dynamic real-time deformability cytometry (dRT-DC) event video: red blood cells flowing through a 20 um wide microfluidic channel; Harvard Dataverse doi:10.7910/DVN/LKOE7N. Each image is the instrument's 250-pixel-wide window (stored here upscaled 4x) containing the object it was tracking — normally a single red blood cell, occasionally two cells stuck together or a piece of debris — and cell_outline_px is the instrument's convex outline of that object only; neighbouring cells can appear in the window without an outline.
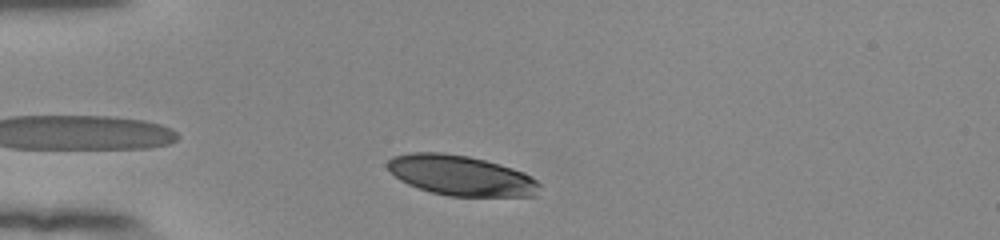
{"species": "human", "species_latin": "Homo sapiens", "temperature_condition": "room temperature", "stored_images_in_passage": 34, "camera_frame_rate_fps": 3000, "um_per_image_px": 0.085, "donor": {"sex": "female"}, "frame": {"image": 1, "passage_image": 3, "time_ms": 0.667, "image_size_px": [1000, 240], "cell_outline_px": [[540, 184], [536, 196], [448, 196], [432, 192], [408, 184], [400, 180], [384, 164], [392, 156], [408, 152], [440, 152], [468, 156], [500, 164], [524, 172], [536, 180]], "centroid_in_image_um": [39.16, 14.9], "position_along_channel_um": 45.8, "area_um2": 35.55}}
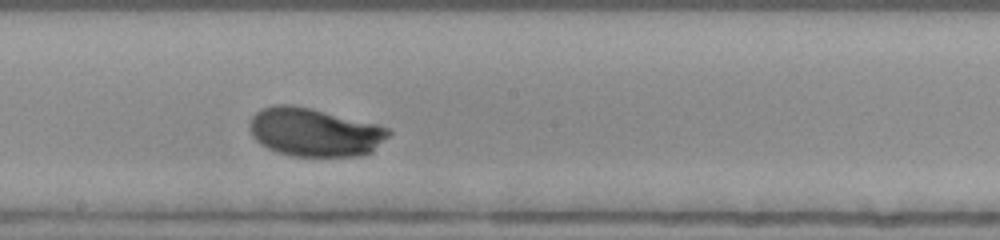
{"frame": {"image": 2, "passage_image": 19, "time_ms": 6.0, "image_size_px": [1000, 240], "cell_outline_px": [[392, 132], [372, 152], [360, 156], [292, 156], [276, 152], [260, 144], [252, 136], [248, 124], [252, 116], [260, 108], [272, 104], [288, 104], [312, 108], [376, 124], [388, 128]], "centroid_in_image_um": [26.69, 11.23], "position_along_channel_um": 221.5, "area_um2": 39.42}}
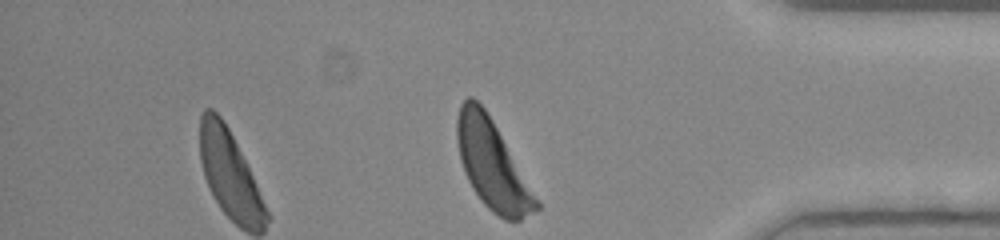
{"frame": {"image": 3, "passage_image": 34, "time_ms": 11.0, "image_size_px": [1000, 240], "cell_outline_px": [[540, 208], [520, 220], [504, 220], [492, 212], [480, 200], [472, 188], [464, 172], [460, 160], [456, 136], [456, 120], [460, 104], [468, 96], [472, 96], [484, 108], [492, 120], [540, 200]], "centroid_in_image_um": [41.84, 14.02], "position_along_channel_um": 393.4, "area_um2": 40.92}, "authors_computed_cell_mechanics": {"area_um2": 38.726, "velocity_mm_per_s": 3.8241, "shape_relaxation_time_tau1_ms": 2.4665, "shape_relaxation_time_tau2_ms": null, "deformation_change_tau1": 0.1436, "deformation_change_tau2": null}}